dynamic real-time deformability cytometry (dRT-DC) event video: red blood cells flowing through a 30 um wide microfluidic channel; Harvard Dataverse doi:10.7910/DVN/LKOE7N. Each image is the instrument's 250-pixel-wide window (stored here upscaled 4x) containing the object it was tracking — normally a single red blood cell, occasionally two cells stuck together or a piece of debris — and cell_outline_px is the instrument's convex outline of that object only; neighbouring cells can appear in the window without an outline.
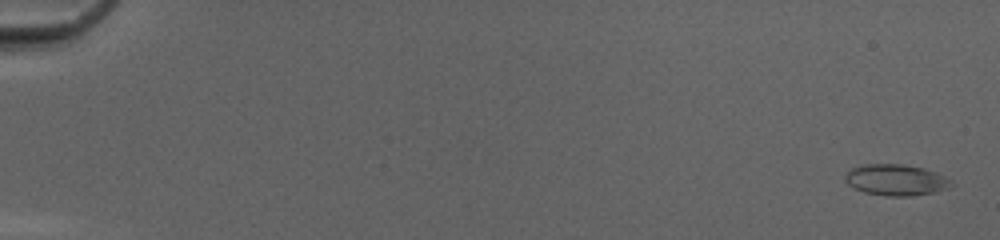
{"species": "common noctule bat (a hibernating species)", "species_latin": "Nyctalus noctula", "temperature_condition": "cold", "stored_images_in_passage": 52, "camera_frame_rate_fps": 3000, "um_per_image_px": 0.085, "animal": {"sex": "female", "body_mass_g": 20.0, "forearm_length_mm": 54.0}, "frame": {"image": 1, "passage_image": 2, "time_ms": 0.333, "image_size_px": [1000, 240], "cell_outline_px": [[956, 184], [948, 188], [936, 192], [912, 196], [888, 196], [864, 192], [848, 184], [844, 180], [844, 176], [852, 168], [864, 164], [900, 164], [924, 168], [936, 172], [944, 176]], "centroid_in_image_um": [76.19, 15.3], "position_along_channel_um": 8.8, "area_um2": 19.31}}
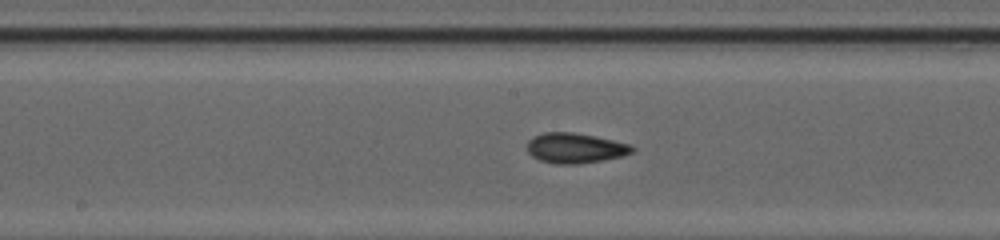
{"frame": {"image": 2, "passage_image": 29, "time_ms": 9.333, "image_size_px": [1000, 240], "cell_outline_px": [[636, 148], [632, 152], [624, 156], [604, 160], [576, 164], [556, 164], [540, 160], [532, 156], [528, 152], [528, 140], [532, 136], [544, 132], [572, 132], [596, 136], [632, 144]], "centroid_in_image_um": [48.92, 12.58], "position_along_channel_um": 199.3, "area_um2": 18.67}}
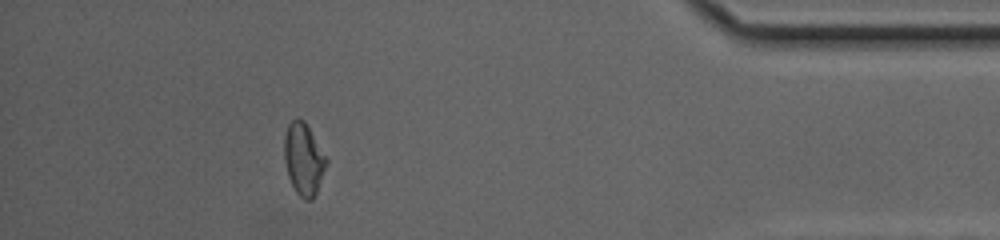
{"frame": {"image": 3, "passage_image": 47, "time_ms": 15.333, "image_size_px": [1000, 240], "cell_outline_px": [[328, 164], [316, 192], [312, 200], [304, 200], [296, 192], [288, 176], [284, 160], [284, 136], [288, 124], [296, 116], [304, 120], [328, 160]], "centroid_in_image_um": [25.8, 13.51], "position_along_channel_um": 409.4, "area_um2": 17.69}, "authors_computed_cell_mechanics": {"area_um2": 18.0914, "velocity_mm_per_s": 4.194, "shape_relaxation_time_tau1_ms": 5.9498, "shape_relaxation_time_tau2_ms": 2.3329, "deformation_change_tau1": 0.1233, "deformation_change_tau2": 0.0799}}